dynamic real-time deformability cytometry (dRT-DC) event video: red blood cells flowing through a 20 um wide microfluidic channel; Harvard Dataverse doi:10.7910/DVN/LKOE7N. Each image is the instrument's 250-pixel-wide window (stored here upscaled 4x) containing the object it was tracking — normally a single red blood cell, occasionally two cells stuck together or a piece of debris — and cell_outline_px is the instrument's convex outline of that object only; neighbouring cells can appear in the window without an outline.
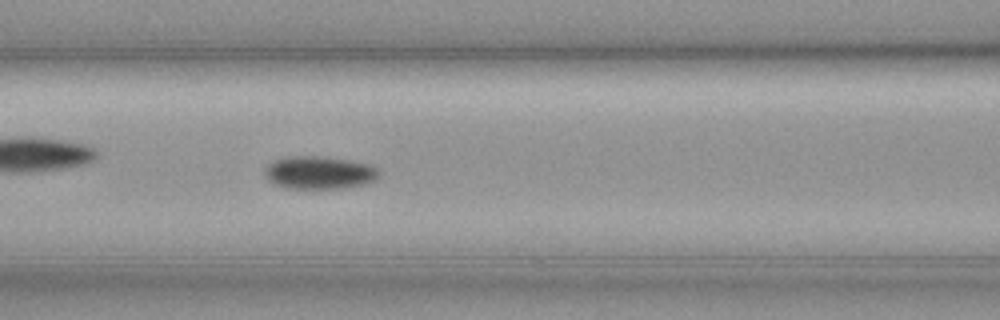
{"species": "common noctule bat (a hibernating species)", "species_latin": "Nyctalus noctula", "temperature_condition": "cold", "stored_images_in_passage": 57, "camera_frame_rate_fps": 3000, "um_per_image_px": 0.085, "animal": {"sex": "female", "body_mass_g": 19.3, "forearm_length_mm": 54.1}, "frame": {"image": 1, "passage_image": 24, "time_ms": 7.667, "image_size_px": [1000, 320], "cell_outline_px": [[380, 176], [376, 180], [364, 184], [340, 188], [284, 188], [272, 184], [268, 180], [264, 172], [264, 168], [268, 164], [276, 160], [288, 156], [320, 156], [352, 160], [372, 164], [380, 168]], "centroid_in_image_um": [27.17, 14.66], "position_along_channel_um": 139.4, "area_um2": 22.25}}
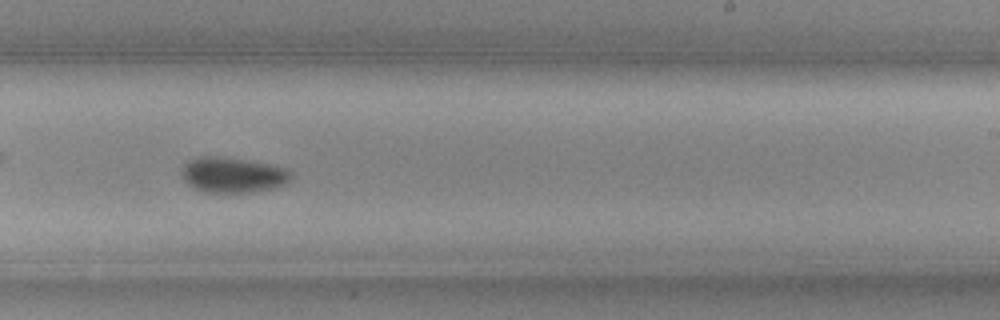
{"frame": {"image": 2, "passage_image": 35, "time_ms": 11.333, "image_size_px": [1000, 320], "cell_outline_px": [[292, 180], [276, 188], [252, 192], [204, 192], [188, 184], [184, 180], [180, 172], [184, 164], [188, 160], [200, 156], [212, 156], [244, 160], [268, 164], [284, 168], [292, 172]], "centroid_in_image_um": [19.79, 14.88], "position_along_channel_um": 269.2, "area_um2": 22.48}}
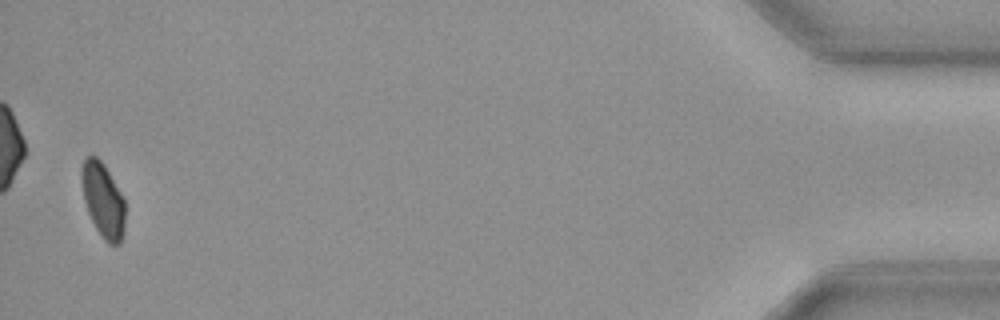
{"frame": {"image": 3, "passage_image": 56, "time_ms": 18.333, "image_size_px": [1000, 320], "cell_outline_px": [[124, 232], [120, 244], [108, 244], [100, 236], [88, 212], [84, 200], [80, 176], [80, 172], [84, 160], [88, 156], [96, 156], [104, 164], [120, 192], [124, 200]], "centroid_in_image_um": [8.74, 17.02], "position_along_channel_um": 426.5, "area_um2": 18.84}}